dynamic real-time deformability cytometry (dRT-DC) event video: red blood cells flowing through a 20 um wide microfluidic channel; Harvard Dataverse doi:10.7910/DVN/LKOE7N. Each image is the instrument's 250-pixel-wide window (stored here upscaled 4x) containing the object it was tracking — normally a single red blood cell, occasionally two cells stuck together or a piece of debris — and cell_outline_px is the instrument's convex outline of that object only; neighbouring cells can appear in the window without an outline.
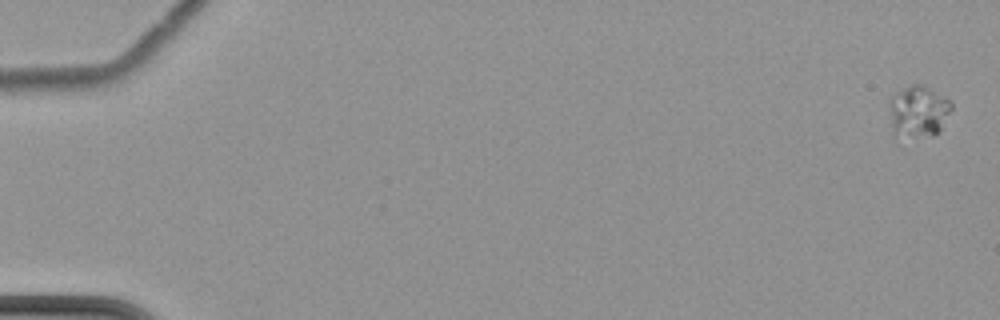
{"species": "common noctule bat (a hibernating species)", "species_latin": "Nyctalus noctula", "temperature_condition": "cold", "stored_images_in_passage": 9, "camera_frame_rate_fps": 3000, "um_per_image_px": 0.085, "animal": {"sex": "female", "body_mass_g": 22.7, "forearm_length_mm": 54.2}, "frame": {"image": 1, "passage_image": 1, "time_ms": 0.0, "image_size_px": [1000, 320], "cell_outline_px": [[952, 108], [940, 132], [932, 136], [904, 148], [896, 144], [892, 132], [888, 104], [888, 100], [896, 92], [912, 84], [920, 84], [952, 100]], "centroid_in_image_um": [77.97, 9.7], "position_along_channel_um": 7.0, "area_um2": 20.87}}
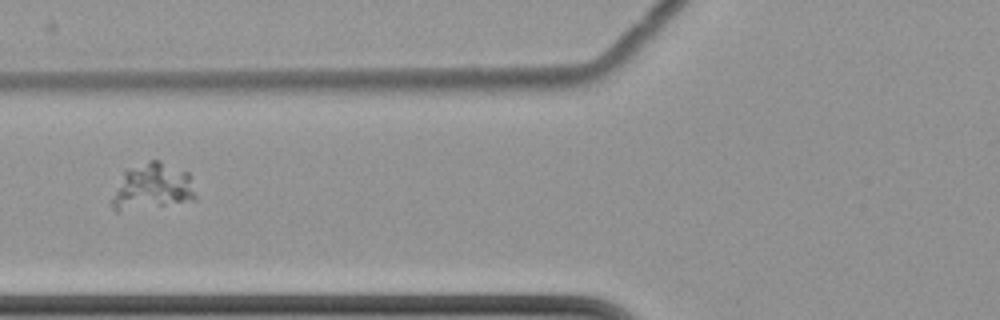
{"frame": {"image": 2, "passage_image": 8, "time_ms": 8.667, "image_size_px": [1000, 320], "cell_outline_px": [[196, 200], [116, 212], [112, 208], [112, 200], [124, 172], [148, 160], [160, 160], [188, 172], [196, 196]], "centroid_in_image_um": [12.98, 15.87], "position_along_channel_um": 112.8, "area_um2": 22.14}}
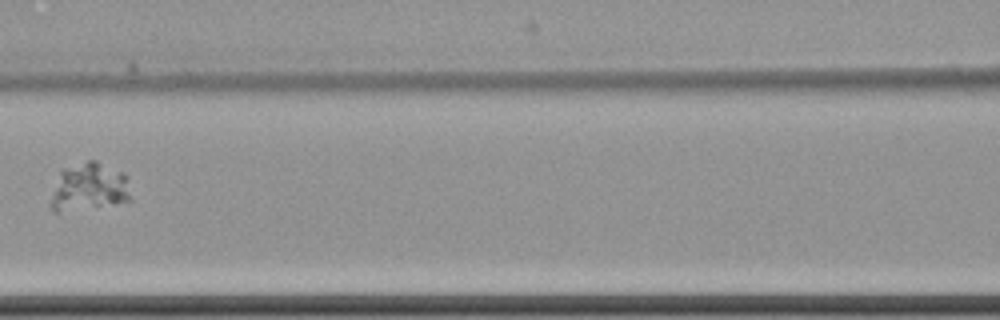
{"frame": {"image": 3, "passage_image": 9, "time_ms": 10.0, "image_size_px": [1000, 320], "cell_outline_px": [[132, 200], [56, 212], [52, 212], [48, 204], [48, 200], [60, 172], [64, 168], [88, 160], [96, 160], [124, 172], [128, 176]], "centroid_in_image_um": [7.56, 15.87], "position_along_channel_um": 159.0, "area_um2": 22.48}}